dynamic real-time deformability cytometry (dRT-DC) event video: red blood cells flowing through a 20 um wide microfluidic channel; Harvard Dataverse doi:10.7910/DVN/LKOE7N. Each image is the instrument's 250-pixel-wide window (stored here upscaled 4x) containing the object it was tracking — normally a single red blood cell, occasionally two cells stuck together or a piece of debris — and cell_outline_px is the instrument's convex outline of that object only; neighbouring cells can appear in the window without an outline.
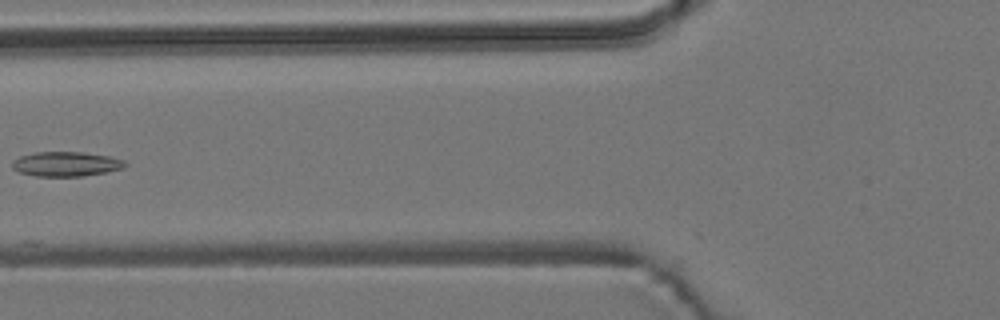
{"species": "common noctule bat (a hibernating species)", "species_latin": "Nyctalus noctula", "temperature_condition": "room temperature", "stored_images_in_passage": 5, "camera_frame_rate_fps": 3000, "um_per_image_px": 0.085, "animal": {"sex": "male", "body_mass_g": 19.2, "forearm_length_mm": 51.8}, "frame": {"image": 1, "passage_image": 5, "time_ms": 5.667, "image_size_px": [1000, 320], "cell_outline_px": [[128, 164], [124, 168], [84, 176], [36, 176], [20, 172], [12, 168], [12, 160], [20, 156], [36, 152], [80, 152], [108, 156], [124, 160]], "centroid_in_image_um": [5.61, 13.94], "position_along_channel_um": 120.2, "area_um2": 16.13}}